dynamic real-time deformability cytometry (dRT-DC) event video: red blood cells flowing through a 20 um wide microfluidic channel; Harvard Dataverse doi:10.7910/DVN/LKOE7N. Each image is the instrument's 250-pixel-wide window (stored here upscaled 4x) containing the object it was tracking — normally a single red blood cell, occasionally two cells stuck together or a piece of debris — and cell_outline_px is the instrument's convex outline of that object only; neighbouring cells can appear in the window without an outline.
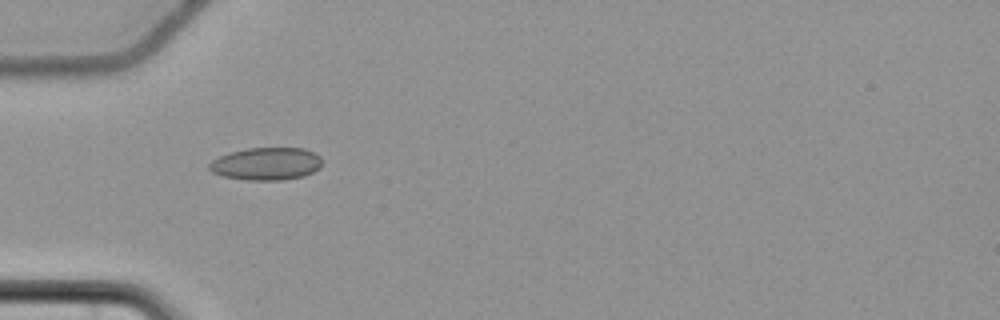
{"species": "common noctule bat (a hibernating species)", "species_latin": "Nyctalus noctula", "temperature_condition": "cold", "stored_images_in_passage": 36, "camera_frame_rate_fps": 3000, "um_per_image_px": 0.085, "animal": {"sex": "female", "body_mass_g": 22.7, "forearm_length_mm": 54.2}, "frame": {"image": 1, "passage_image": 1, "time_ms": 0.0, "image_size_px": [1000, 320], "cell_outline_px": [[320, 168], [304, 176], [284, 180], [248, 180], [224, 176], [212, 172], [208, 168], [208, 164], [212, 160], [220, 156], [232, 152], [248, 148], [304, 148], [320, 156]], "centroid_in_image_um": [22.63, 13.92], "position_along_channel_um": 62.4, "area_um2": 21.33}}
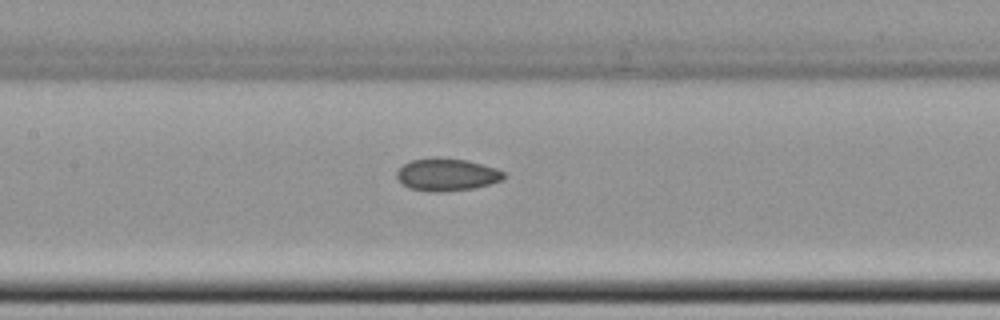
{"frame": {"image": 2, "passage_image": 10, "time_ms": 3.0, "image_size_px": [1000, 320], "cell_outline_px": [[508, 176], [504, 180], [476, 188], [436, 192], [432, 192], [408, 188], [396, 176], [396, 172], [404, 164], [412, 160], [436, 156], [468, 160], [496, 168], [504, 172]], "centroid_in_image_um": [38.02, 14.83], "position_along_channel_um": 169.4, "area_um2": 20.52}}
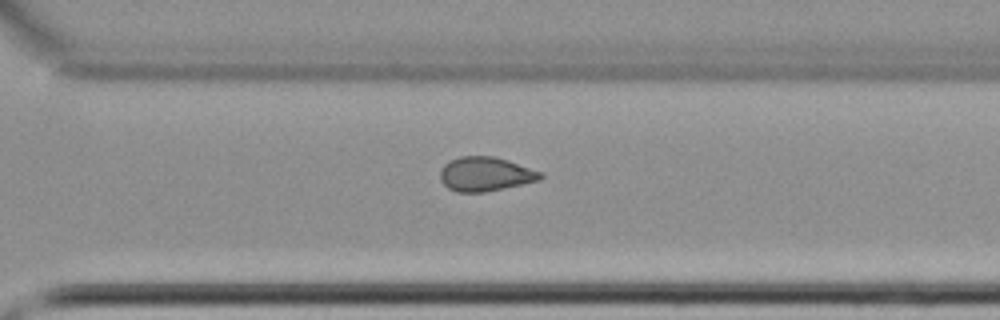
{"frame": {"image": 3, "passage_image": 23, "time_ms": 7.333, "image_size_px": [1000, 320], "cell_outline_px": [[544, 176], [540, 180], [484, 192], [456, 192], [448, 188], [440, 180], [440, 172], [444, 164], [460, 156], [492, 156], [508, 160], [544, 172]], "centroid_in_image_um": [41.28, 14.79], "position_along_channel_um": 329.3, "area_um2": 20.0}}